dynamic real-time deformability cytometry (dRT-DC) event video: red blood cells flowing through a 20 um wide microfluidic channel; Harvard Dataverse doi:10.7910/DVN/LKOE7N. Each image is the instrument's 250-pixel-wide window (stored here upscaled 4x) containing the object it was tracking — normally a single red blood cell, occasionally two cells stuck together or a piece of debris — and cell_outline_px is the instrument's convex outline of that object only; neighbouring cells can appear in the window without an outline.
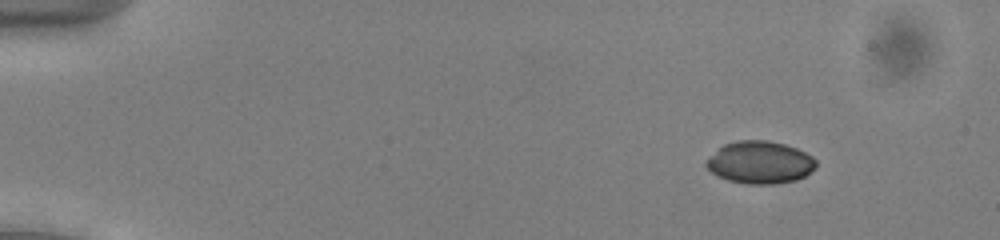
{"species": "common noctule bat (a hibernating species)", "species_latin": "Nyctalus noctula", "temperature_condition": "cold", "stored_images_in_passage": 47, "camera_frame_rate_fps": 3000, "um_per_image_px": 0.085, "animal": {"sex": "male", "body_mass_g": 13.0, "forearm_length_mm": 53.1}, "frame": {"image": 1, "passage_image": 1, "time_ms": 0.0, "image_size_px": [1000, 240], "cell_outline_px": [[816, 168], [804, 176], [796, 180], [772, 184], [748, 184], [728, 180], [716, 176], [704, 164], [724, 144], [736, 140], [768, 140], [784, 144], [796, 148], [812, 156], [816, 160]], "centroid_in_image_um": [64.62, 13.81], "position_along_channel_um": 20.4, "area_um2": 26.99}}
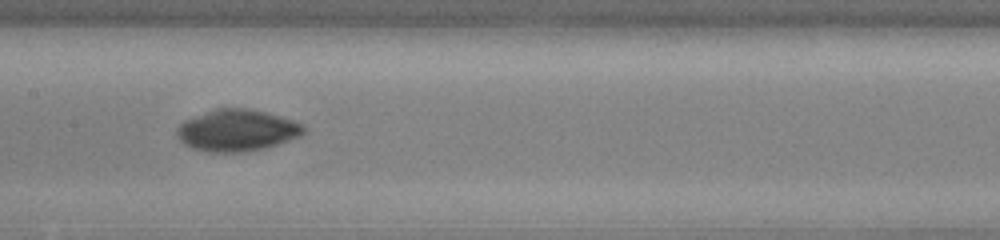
{"frame": {"image": 2, "passage_image": 22, "time_ms": 7.0, "image_size_px": [1000, 240], "cell_outline_px": [[304, 132], [300, 136], [264, 148], [240, 152], [208, 152], [192, 148], [184, 144], [176, 136], [176, 128], [184, 120], [216, 108], [244, 108], [264, 112], [280, 116], [292, 120], [300, 124], [304, 128]], "centroid_in_image_um": [20.08, 11.08], "position_along_channel_um": 187.3, "area_um2": 30.46}}
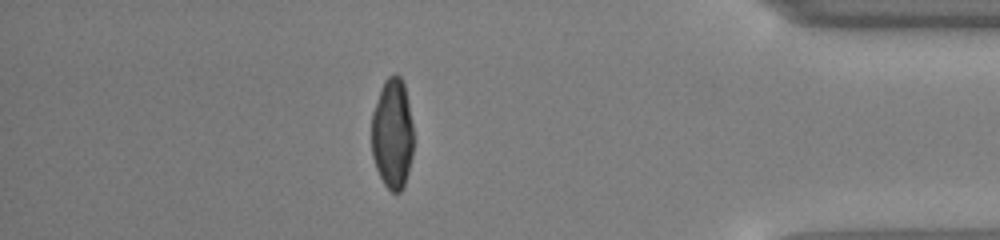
{"frame": {"image": 3, "passage_image": 41, "time_ms": 13.333, "image_size_px": [1000, 240], "cell_outline_px": [[412, 156], [408, 172], [404, 184], [400, 192], [392, 192], [384, 184], [376, 168], [372, 156], [372, 112], [380, 88], [384, 80], [388, 76], [396, 72], [400, 76], [404, 84], [412, 124]], "centroid_in_image_um": [33.33, 11.34], "position_along_channel_um": 401.9, "area_um2": 26.93}, "authors_computed_cell_mechanics": {"area_um2": 28.1486, "velocity_mm_per_s": 3.9249, "shape_relaxation_time_tau1_ms": 6.0663, "shape_relaxation_time_tau2_ms": 4.1488, "deformation_change_tau1": 0.1475, "deformation_change_tau2": 0.0386}}